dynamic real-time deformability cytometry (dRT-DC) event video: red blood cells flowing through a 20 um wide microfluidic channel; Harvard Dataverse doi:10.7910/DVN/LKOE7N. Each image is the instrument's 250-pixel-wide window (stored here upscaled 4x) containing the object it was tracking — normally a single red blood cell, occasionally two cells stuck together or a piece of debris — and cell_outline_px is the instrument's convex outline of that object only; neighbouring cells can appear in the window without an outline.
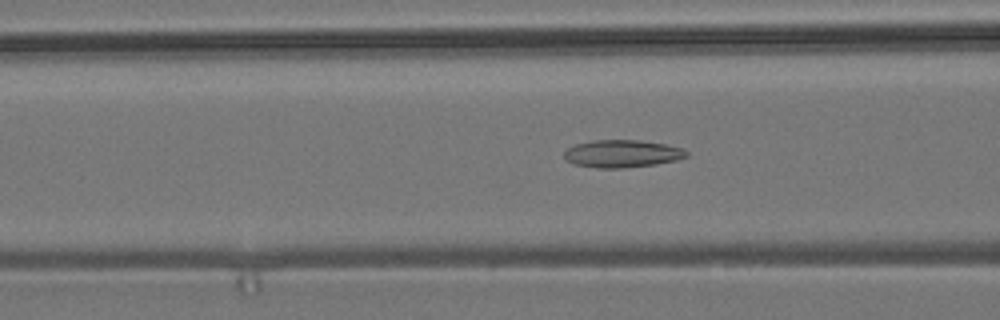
{"species": "common noctule bat (a hibernating species)", "species_latin": "Nyctalus noctula", "temperature_condition": "room temperature", "stored_images_in_passage": 47, "camera_frame_rate_fps": 3000, "um_per_image_px": 0.085, "animal": {"sex": "male", "body_mass_g": 19.2, "forearm_length_mm": 51.8}, "frame": {"image": 1, "passage_image": 13, "time_ms": 4.0, "image_size_px": [1000, 320], "cell_outline_px": [[688, 156], [676, 160], [656, 164], [624, 168], [596, 168], [576, 164], [564, 160], [564, 152], [568, 148], [576, 144], [592, 140], [640, 140], [668, 144], [680, 148], [688, 152]], "centroid_in_image_um": [52.88, 13.06], "position_along_channel_um": 113.7, "area_um2": 19.71}}
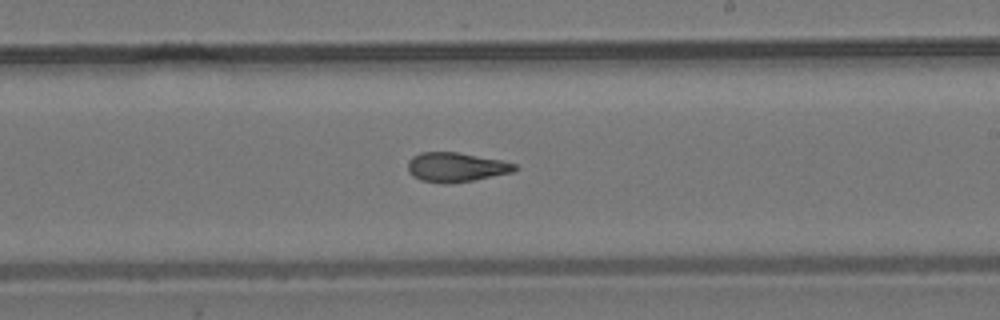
{"frame": {"image": 2, "passage_image": 24, "time_ms": 7.667, "image_size_px": [1000, 320], "cell_outline_px": [[520, 168], [512, 172], [472, 180], [448, 184], [444, 184], [420, 180], [412, 176], [408, 172], [408, 160], [412, 156], [420, 152], [456, 152], [500, 160], [516, 164]], "centroid_in_image_um": [38.72, 14.21], "position_along_channel_um": 250.3, "area_um2": 18.32}}
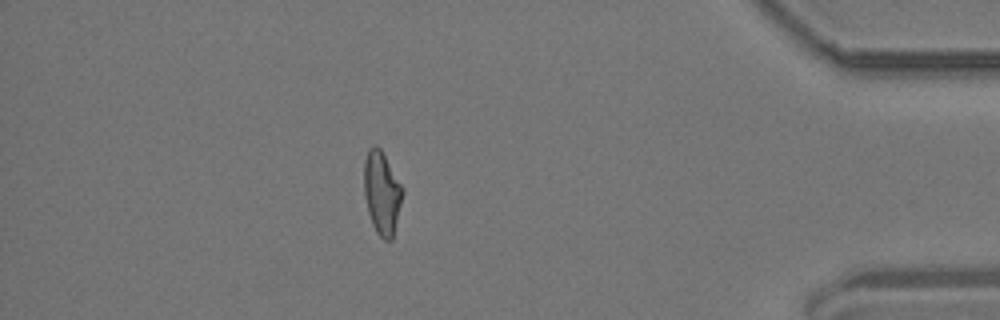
{"frame": {"image": 3, "passage_image": 40, "time_ms": 13.0, "image_size_px": [1000, 320], "cell_outline_px": [[404, 192], [392, 240], [384, 240], [376, 232], [372, 224], [368, 212], [364, 196], [364, 160], [368, 148], [372, 144], [376, 144], [380, 148], [404, 188]], "centroid_in_image_um": [32.45, 16.37], "position_along_channel_um": 402.7, "area_um2": 18.84}, "authors_computed_cell_mechanics": {"area_um2": 18.6694, "velocity_mm_per_s": 3.7242, "shape_relaxation_time_tau1_ms": null, "shape_relaxation_time_tau2_ms": 3.1353, "deformation_change_tau1": null, "deformation_change_tau2": 0.1117}}